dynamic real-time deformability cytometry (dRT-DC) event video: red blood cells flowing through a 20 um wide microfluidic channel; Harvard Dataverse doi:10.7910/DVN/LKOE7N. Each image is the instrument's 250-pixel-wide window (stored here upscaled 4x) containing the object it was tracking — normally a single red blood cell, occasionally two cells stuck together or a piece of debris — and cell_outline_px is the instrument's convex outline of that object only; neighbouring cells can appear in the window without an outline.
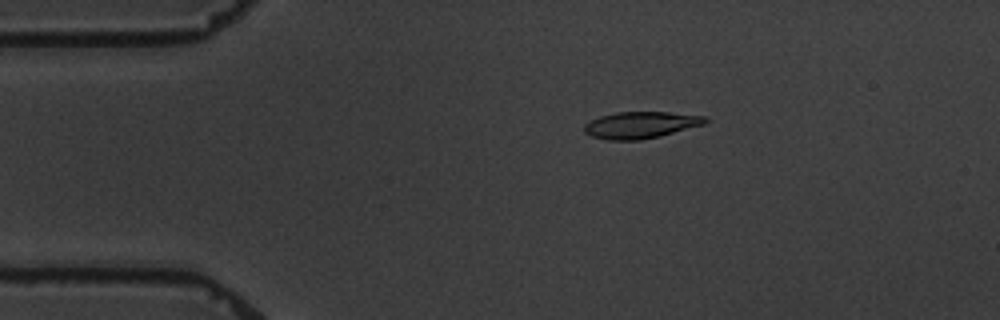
{"species": "common noctule bat (a hibernating species)", "species_latin": "Nyctalus noctula", "temperature_condition": "warm", "stored_images_in_passage": 2, "camera_frame_rate_fps": 3000, "um_per_image_px": 0.085, "animal": {"sex": "male", "body_mass_g": 19.5, "forearm_length_mm": 54.6}, "frame": {"image": 1, "passage_image": 1, "time_ms": 0.0, "image_size_px": [1000, 320], "cell_outline_px": [[708, 120], [704, 124], [660, 136], [640, 140], [608, 140], [592, 136], [584, 132], [584, 124], [600, 116], [616, 112], [668, 112], [708, 116]], "centroid_in_image_um": [54.47, 10.62], "position_along_channel_um": 30.5, "area_um2": 18.79}}